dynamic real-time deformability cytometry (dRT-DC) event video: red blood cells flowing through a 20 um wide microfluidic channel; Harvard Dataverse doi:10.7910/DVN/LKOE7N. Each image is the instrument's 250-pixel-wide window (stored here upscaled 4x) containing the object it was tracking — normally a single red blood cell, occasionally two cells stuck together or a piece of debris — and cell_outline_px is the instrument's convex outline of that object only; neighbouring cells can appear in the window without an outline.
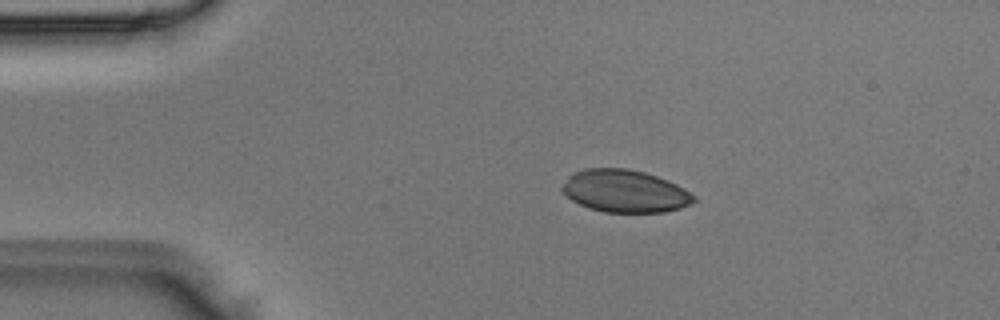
{"species": "Egyptian fruit bat (a non-hibernating species)", "species_latin": "Rousettus aegyptiacus", "temperature_condition": "room temperature", "stored_images_in_passage": 3, "camera_frame_rate_fps": 3000, "um_per_image_px": 0.085, "animal": {"sex": "male"}, "frame": {"image": 1, "passage_image": 2, "time_ms": 0.333, "image_size_px": [1000, 320], "cell_outline_px": [[696, 200], [692, 204], [680, 208], [664, 212], [604, 212], [588, 208], [572, 200], [560, 188], [568, 176], [572, 172], [584, 168], [628, 168], [644, 172], [668, 180], [684, 188], [696, 196]], "centroid_in_image_um": [53.12, 16.24], "position_along_channel_um": 31.9, "area_um2": 32.77}}